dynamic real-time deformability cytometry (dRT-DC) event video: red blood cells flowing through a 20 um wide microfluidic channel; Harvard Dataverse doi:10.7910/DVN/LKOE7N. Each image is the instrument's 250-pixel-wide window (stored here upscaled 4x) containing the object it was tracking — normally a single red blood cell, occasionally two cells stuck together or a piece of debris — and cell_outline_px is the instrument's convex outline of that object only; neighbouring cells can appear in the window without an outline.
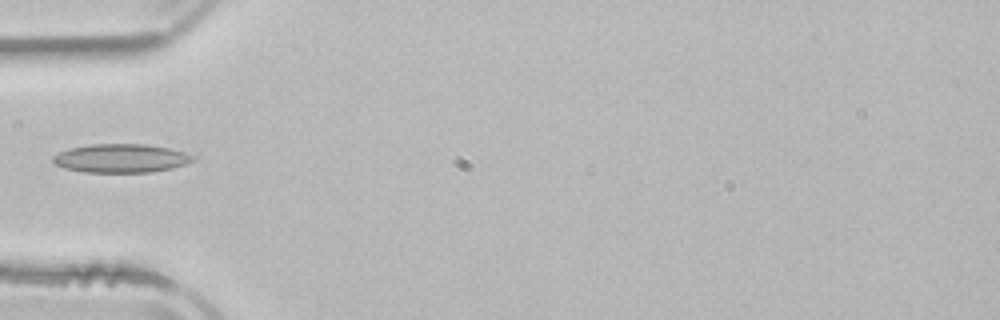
{"species": "common noctule bat (a hibernating species)", "species_latin": "Nyctalus noctula", "temperature_condition": "room temperature", "stored_images_in_passage": 1, "camera_frame_rate_fps": 3000, "um_per_image_px": 0.085, "animal": {"sex": "male", "body_mass_g": 21.5, "forearm_length_mm": 52.0}, "frame": {"image": 1, "passage_image": 1, "time_ms": 0.0, "image_size_px": [1000, 320], "cell_outline_px": [[196, 156], [188, 164], [172, 168], [152, 172], [84, 172], [64, 168], [56, 164], [52, 160], [52, 156], [68, 148], [92, 144], [144, 144], [168, 148], [184, 152]], "centroid_in_image_um": [10.28, 13.45], "position_along_channel_um": 74.7, "area_um2": 23.35}}